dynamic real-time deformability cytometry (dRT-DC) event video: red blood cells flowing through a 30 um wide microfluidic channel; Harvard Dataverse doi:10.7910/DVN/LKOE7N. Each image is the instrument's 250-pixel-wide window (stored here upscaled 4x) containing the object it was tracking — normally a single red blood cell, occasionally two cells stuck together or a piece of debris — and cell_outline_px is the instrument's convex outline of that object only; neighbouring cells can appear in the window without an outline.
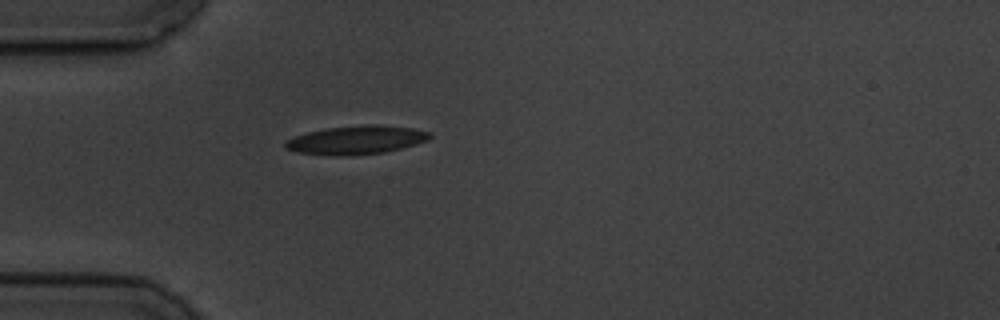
{"species": "common noctule bat (a hibernating species)", "species_latin": "Nyctalus noctula", "temperature_condition": "cold", "stored_images_in_passage": 1, "camera_frame_rate_fps": 3000, "um_per_image_px": 0.085, "animal": {"sex": "male", "body_mass_g": 19.5, "forearm_length_mm": 54.6}, "frame": {"image": 1, "passage_image": 1, "time_ms": 0.0, "image_size_px": [1000, 320], "cell_outline_px": [[432, 136], [428, 140], [400, 148], [384, 152], [348, 156], [332, 156], [296, 152], [284, 148], [284, 144], [288, 140], [296, 136], [308, 132], [328, 128], [364, 124], [380, 124], [412, 128], [432, 132]], "centroid_in_image_um": [30.29, 11.9], "position_along_channel_um": 54.7, "area_um2": 24.1}}